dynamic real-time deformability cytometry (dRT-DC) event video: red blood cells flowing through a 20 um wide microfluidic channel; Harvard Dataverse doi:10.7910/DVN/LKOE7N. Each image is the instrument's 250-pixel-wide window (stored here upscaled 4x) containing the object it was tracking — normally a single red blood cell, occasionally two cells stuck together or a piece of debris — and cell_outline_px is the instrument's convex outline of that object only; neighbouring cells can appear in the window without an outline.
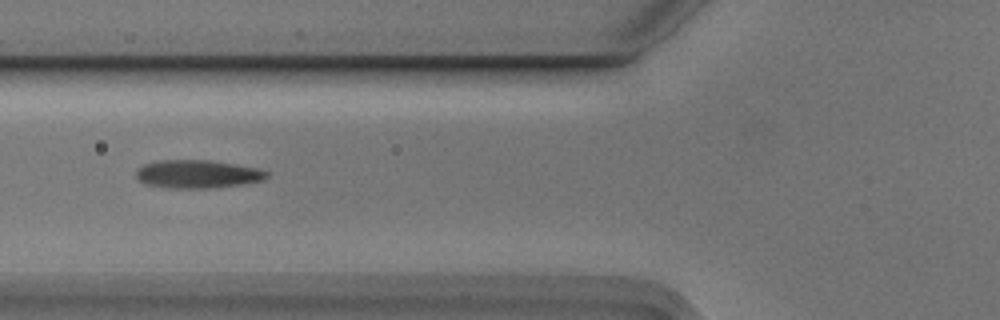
{"species": "Egyptian fruit bat (a non-hibernating species)", "species_latin": "Rousettus aegyptiacus", "temperature_condition": "cold", "stored_images_in_passage": 5, "camera_frame_rate_fps": 3000, "um_per_image_px": 0.085, "animal": {"sex": "male"}, "frame": {"image": 1, "passage_image": 4, "time_ms": 1.0, "image_size_px": [1000, 320], "cell_outline_px": [[268, 176], [264, 180], [216, 188], [168, 188], [144, 184], [136, 176], [136, 168], [144, 164], [160, 160], [208, 160], [256, 168], [268, 172]], "centroid_in_image_um": [16.74, 14.8], "position_along_channel_um": 109.1, "area_um2": 21.39}}
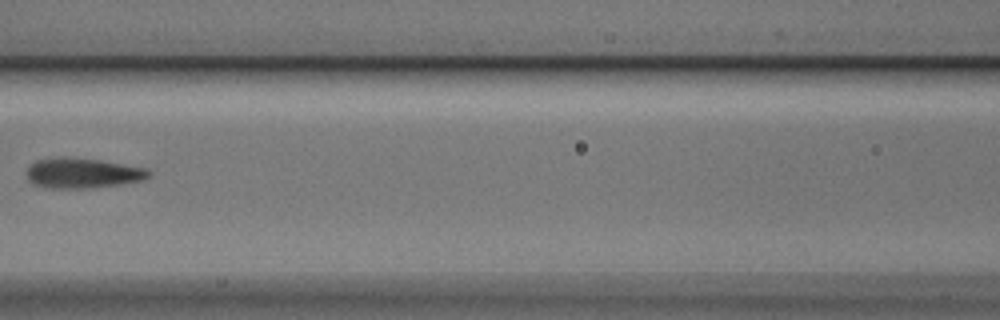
{"frame": {"image": 2, "passage_image": 5, "time_ms": 1.333, "image_size_px": [1000, 320], "cell_outline_px": [[152, 172], [144, 180], [120, 184], [92, 188], [48, 188], [32, 184], [28, 180], [28, 168], [36, 160], [100, 160], [148, 168]], "centroid_in_image_um": [7.1, 14.77], "position_along_channel_um": 159.5, "area_um2": 20.63}}